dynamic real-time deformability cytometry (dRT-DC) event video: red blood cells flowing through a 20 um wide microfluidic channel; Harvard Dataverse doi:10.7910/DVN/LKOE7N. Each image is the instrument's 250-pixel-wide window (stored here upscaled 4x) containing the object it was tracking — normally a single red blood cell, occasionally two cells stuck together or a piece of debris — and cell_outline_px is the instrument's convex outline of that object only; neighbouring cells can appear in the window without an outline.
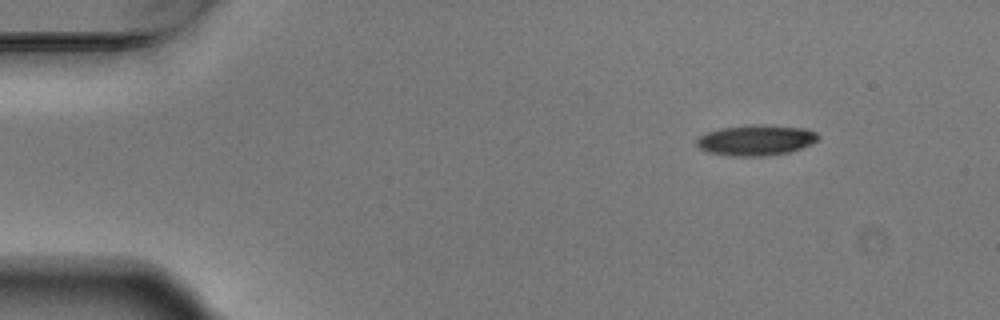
{"species": "Egyptian fruit bat (a non-hibernating species)", "species_latin": "Rousettus aegyptiacus", "temperature_condition": "warm", "stored_images_in_passage": 4, "camera_frame_rate_fps": 3000, "um_per_image_px": 0.085, "animal": {"sex": "male"}, "frame": {"image": 1, "passage_image": 1, "time_ms": 0.0, "image_size_px": [1000, 320], "cell_outline_px": [[820, 140], [800, 148], [788, 152], [764, 156], [732, 156], [708, 152], [700, 148], [696, 144], [696, 140], [700, 136], [708, 132], [720, 128], [748, 124], [764, 124], [804, 128], [816, 132], [820, 136]], "centroid_in_image_um": [64.27, 11.9], "position_along_channel_um": 20.7, "area_um2": 21.79}}
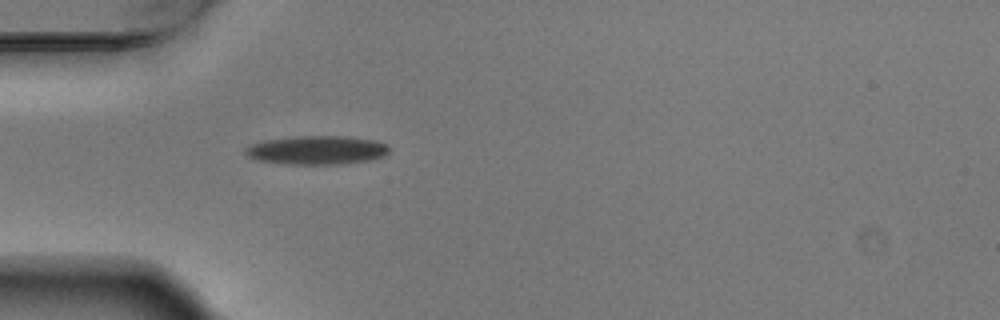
{"frame": {"image": 2, "passage_image": 4, "time_ms": 1.0, "image_size_px": [1000, 320], "cell_outline_px": [[388, 152], [384, 156], [372, 160], [344, 164], [284, 164], [260, 160], [248, 156], [244, 152], [244, 148], [252, 144], [264, 140], [296, 136], [348, 136], [376, 140], [388, 144]], "centroid_in_image_um": [26.97, 12.76], "position_along_channel_um": 58.0, "area_um2": 24.28}}